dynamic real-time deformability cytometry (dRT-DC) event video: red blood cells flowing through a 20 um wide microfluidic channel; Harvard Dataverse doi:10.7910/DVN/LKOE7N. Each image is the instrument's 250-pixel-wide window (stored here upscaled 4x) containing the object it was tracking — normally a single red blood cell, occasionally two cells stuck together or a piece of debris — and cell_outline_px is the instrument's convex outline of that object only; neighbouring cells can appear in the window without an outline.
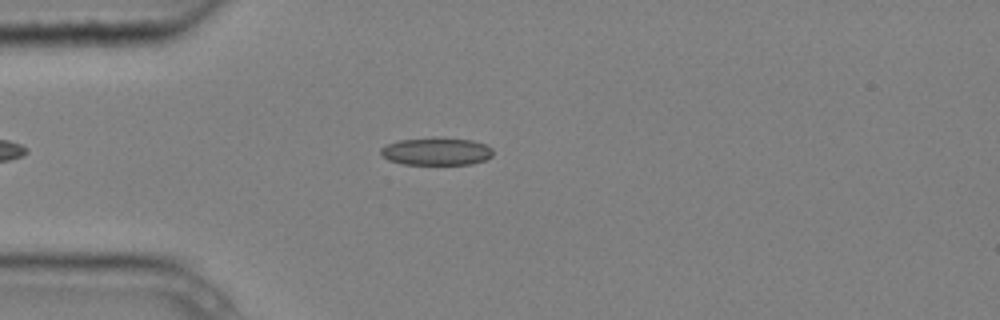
{"species": "common noctule bat (a hibernating species)", "species_latin": "Nyctalus noctula", "temperature_condition": "cold", "stored_images_in_passage": 3, "camera_frame_rate_fps": 3000, "um_per_image_px": 0.085, "animal": {"sex": "male", "body_mass_g": 20.4}, "frame": {"image": 1, "passage_image": 2, "time_ms": 0.333, "image_size_px": [1000, 320], "cell_outline_px": [[492, 156], [484, 160], [472, 164], [404, 164], [388, 160], [380, 152], [380, 148], [388, 144], [400, 140], [432, 136], [440, 136], [472, 140], [484, 144], [492, 148]], "centroid_in_image_um": [37.1, 12.84], "position_along_channel_um": 47.9, "area_um2": 18.32}}